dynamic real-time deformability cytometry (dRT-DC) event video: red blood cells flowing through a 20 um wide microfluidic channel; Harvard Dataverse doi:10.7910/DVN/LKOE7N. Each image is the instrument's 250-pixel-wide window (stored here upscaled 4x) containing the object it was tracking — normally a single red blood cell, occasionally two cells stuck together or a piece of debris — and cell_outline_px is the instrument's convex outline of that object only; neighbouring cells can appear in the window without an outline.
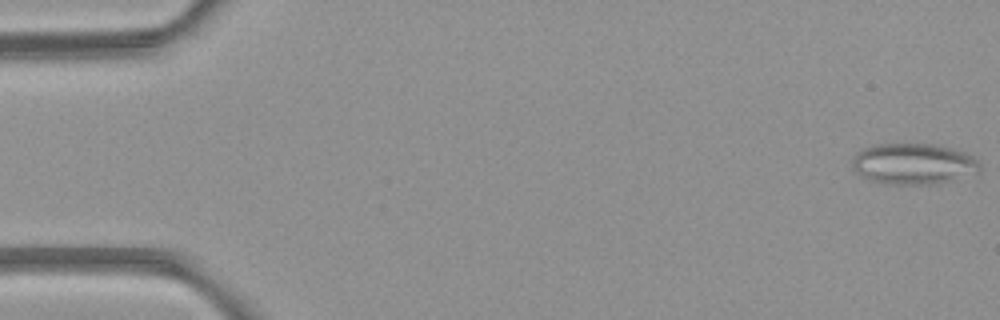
{"species": "common noctule bat (a hibernating species)", "species_latin": "Nyctalus noctula", "temperature_condition": "room temperature", "stored_images_in_passage": 6, "camera_frame_rate_fps": 3000, "um_per_image_px": 0.085, "animal": {"sex": "female", "body_mass_g": 21.9}, "frame": {"image": 1, "passage_image": 1, "time_ms": 0.0, "image_size_px": [1000, 320], "cell_outline_px": [[980, 172], [936, 184], [892, 184], [868, 180], [860, 176], [852, 168], [852, 156], [864, 148], [876, 144], [932, 144], [952, 148], [964, 152], [972, 156], [980, 164]], "centroid_in_image_um": [77.62, 13.93], "position_along_channel_um": 7.4, "area_um2": 30.52}}